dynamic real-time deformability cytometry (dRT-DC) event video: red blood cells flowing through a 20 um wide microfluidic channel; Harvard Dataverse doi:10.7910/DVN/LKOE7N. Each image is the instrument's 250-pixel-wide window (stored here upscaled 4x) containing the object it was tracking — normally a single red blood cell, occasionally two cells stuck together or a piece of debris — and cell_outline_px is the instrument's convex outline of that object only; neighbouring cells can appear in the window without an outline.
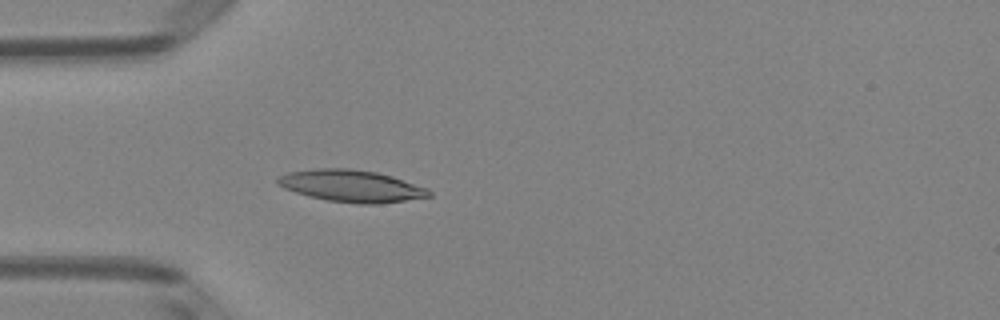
{"species": "Egyptian fruit bat (a non-hibernating species)", "species_latin": "Rousettus aegyptiacus", "temperature_condition": "room temperature", "stored_images_in_passage": 5, "camera_frame_rate_fps": 3000, "um_per_image_px": 0.085, "animal": {"sex": "female"}, "frame": {"image": 1, "passage_image": 5, "time_ms": 1.333, "image_size_px": [1000, 320], "cell_outline_px": [[432, 196], [380, 204], [360, 204], [328, 200], [308, 196], [284, 188], [276, 184], [276, 176], [288, 172], [316, 168], [348, 168], [376, 172], [392, 176], [428, 188], [432, 192]], "centroid_in_image_um": [29.85, 15.8], "position_along_channel_um": 55.1, "area_um2": 28.32}}